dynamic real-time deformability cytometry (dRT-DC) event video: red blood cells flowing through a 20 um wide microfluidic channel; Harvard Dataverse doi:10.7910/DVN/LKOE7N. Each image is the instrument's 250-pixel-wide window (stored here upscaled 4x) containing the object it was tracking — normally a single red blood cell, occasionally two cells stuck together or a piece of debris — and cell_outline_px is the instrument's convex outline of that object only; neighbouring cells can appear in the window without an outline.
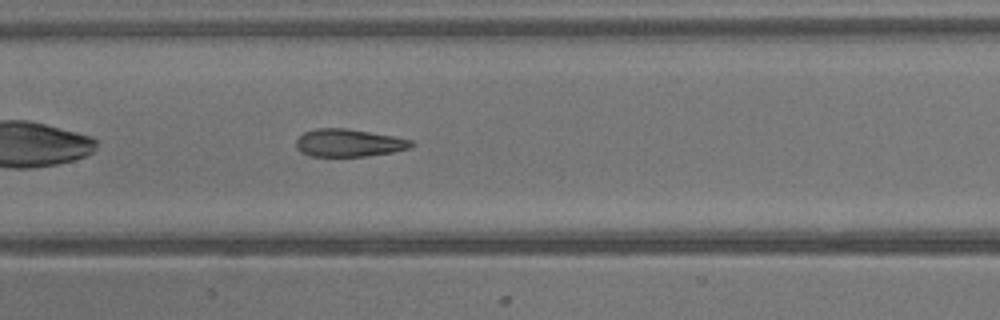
{"species": "common noctule bat (a hibernating species)", "species_latin": "Nyctalus noctula", "temperature_condition": "warm", "stored_images_in_passage": 29, "camera_frame_rate_fps": 3000, "um_per_image_px": 0.085, "animal": {"sex": "male", "body_mass_g": 13.3}, "frame": {"image": 1, "passage_image": 9, "time_ms": 2.667, "image_size_px": [1000, 320], "cell_outline_px": [[416, 144], [412, 148], [392, 152], [364, 156], [312, 156], [300, 152], [296, 148], [296, 140], [304, 132], [316, 128], [348, 128], [392, 136], [412, 140]], "centroid_in_image_um": [29.65, 12.14], "position_along_channel_um": 177.7, "area_um2": 18.61}}
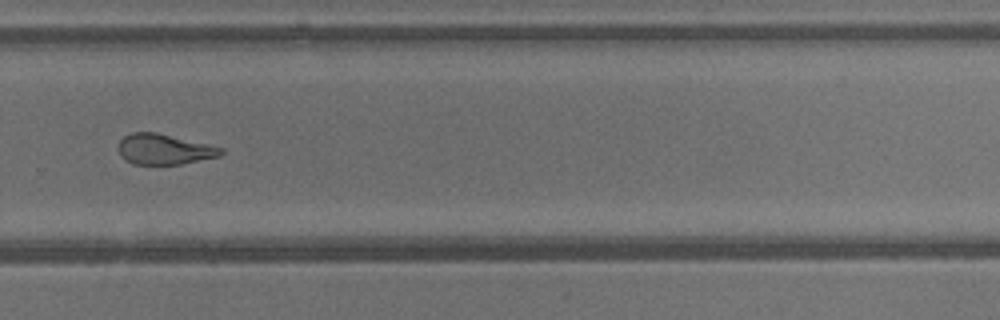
{"frame": {"image": 2, "passage_image": 17, "time_ms": 5.333, "image_size_px": [1000, 320], "cell_outline_px": [[224, 152], [220, 156], [180, 164], [132, 164], [124, 160], [120, 156], [120, 140], [124, 136], [132, 132], [156, 132], [224, 148]], "centroid_in_image_um": [13.95, 12.69], "position_along_channel_um": 315.8, "area_um2": 18.09}}